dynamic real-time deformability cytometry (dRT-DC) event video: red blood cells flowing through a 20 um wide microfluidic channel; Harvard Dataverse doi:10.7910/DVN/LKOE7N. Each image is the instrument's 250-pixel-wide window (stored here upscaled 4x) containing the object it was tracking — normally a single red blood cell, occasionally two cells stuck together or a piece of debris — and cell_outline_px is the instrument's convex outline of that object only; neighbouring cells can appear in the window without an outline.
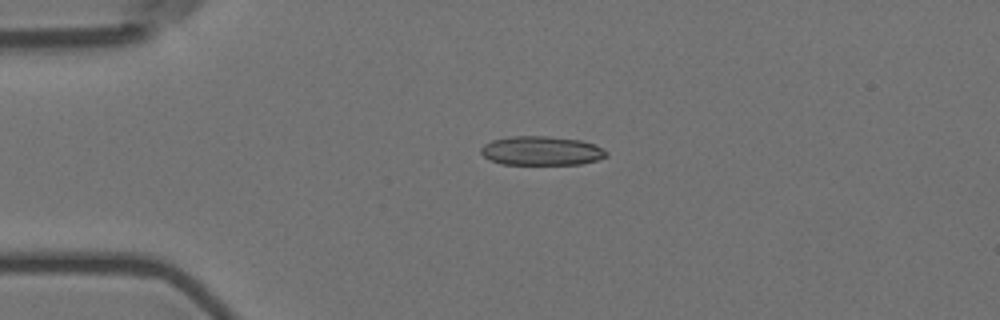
{"species": "Egyptian fruit bat (a non-hibernating species)", "species_latin": "Rousettus aegyptiacus", "temperature_condition": "room temperature", "stored_images_in_passage": 8, "camera_frame_rate_fps": 3000, "um_per_image_px": 0.085, "animal": {"sex": "female"}, "frame": {"image": 1, "passage_image": 1, "time_ms": 0.0, "image_size_px": [1000, 320], "cell_outline_px": [[608, 156], [596, 160], [580, 164], [500, 164], [484, 156], [480, 152], [480, 148], [484, 144], [492, 140], [508, 136], [548, 136], [580, 140], [604, 148], [608, 152]], "centroid_in_image_um": [46.02, 12.81], "position_along_channel_um": 39.0, "area_um2": 21.27}}
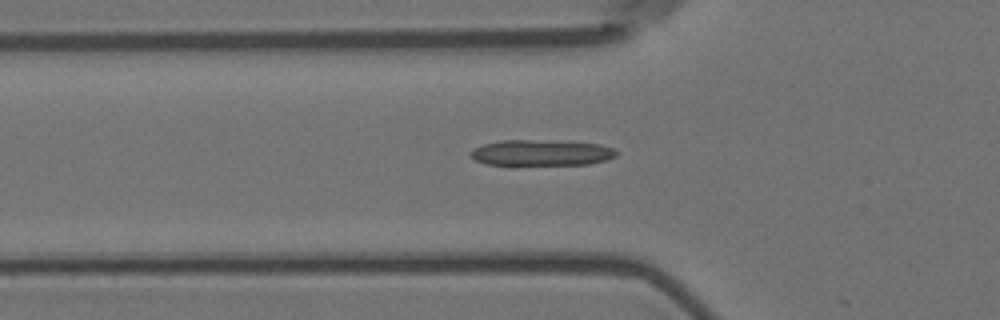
{"frame": {"image": 2, "passage_image": 7, "time_ms": 2.0, "image_size_px": [1000, 320], "cell_outline_px": [[620, 152], [616, 156], [608, 160], [588, 164], [516, 168], [512, 168], [488, 164], [476, 160], [468, 152], [484, 144], [500, 140], [528, 140], [600, 144], [612, 148]], "centroid_in_image_um": [45.98, 13.05], "position_along_channel_um": 79.8, "area_um2": 23.0}}